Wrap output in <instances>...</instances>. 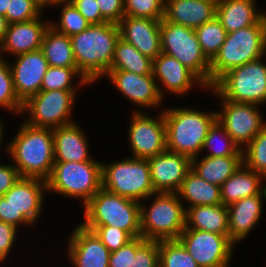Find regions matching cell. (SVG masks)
Masks as SVG:
<instances>
[{"instance_id": "cell-1", "label": "cell", "mask_w": 266, "mask_h": 267, "mask_svg": "<svg viewBox=\"0 0 266 267\" xmlns=\"http://www.w3.org/2000/svg\"><path fill=\"white\" fill-rule=\"evenodd\" d=\"M120 28L117 23L91 24L81 33L70 36L77 69L91 85L110 70Z\"/></svg>"}, {"instance_id": "cell-2", "label": "cell", "mask_w": 266, "mask_h": 267, "mask_svg": "<svg viewBox=\"0 0 266 267\" xmlns=\"http://www.w3.org/2000/svg\"><path fill=\"white\" fill-rule=\"evenodd\" d=\"M21 124L5 150L21 177L47 181L55 163L52 129Z\"/></svg>"}, {"instance_id": "cell-3", "label": "cell", "mask_w": 266, "mask_h": 267, "mask_svg": "<svg viewBox=\"0 0 266 267\" xmlns=\"http://www.w3.org/2000/svg\"><path fill=\"white\" fill-rule=\"evenodd\" d=\"M167 150L195 158L202 152L209 128L217 120V112L209 113L189 107L164 108Z\"/></svg>"}, {"instance_id": "cell-4", "label": "cell", "mask_w": 266, "mask_h": 267, "mask_svg": "<svg viewBox=\"0 0 266 267\" xmlns=\"http://www.w3.org/2000/svg\"><path fill=\"white\" fill-rule=\"evenodd\" d=\"M266 55V15L255 25L227 33L210 61V87L227 71Z\"/></svg>"}, {"instance_id": "cell-5", "label": "cell", "mask_w": 266, "mask_h": 267, "mask_svg": "<svg viewBox=\"0 0 266 267\" xmlns=\"http://www.w3.org/2000/svg\"><path fill=\"white\" fill-rule=\"evenodd\" d=\"M84 227L111 226L142 236L140 202L101 188L84 206Z\"/></svg>"}, {"instance_id": "cell-6", "label": "cell", "mask_w": 266, "mask_h": 267, "mask_svg": "<svg viewBox=\"0 0 266 267\" xmlns=\"http://www.w3.org/2000/svg\"><path fill=\"white\" fill-rule=\"evenodd\" d=\"M151 205L140 203L141 234L145 240L178 239L186 227V209L177 193L156 192Z\"/></svg>"}, {"instance_id": "cell-7", "label": "cell", "mask_w": 266, "mask_h": 267, "mask_svg": "<svg viewBox=\"0 0 266 267\" xmlns=\"http://www.w3.org/2000/svg\"><path fill=\"white\" fill-rule=\"evenodd\" d=\"M47 192L80 199L84 206L102 188V162H55Z\"/></svg>"}, {"instance_id": "cell-8", "label": "cell", "mask_w": 266, "mask_h": 267, "mask_svg": "<svg viewBox=\"0 0 266 267\" xmlns=\"http://www.w3.org/2000/svg\"><path fill=\"white\" fill-rule=\"evenodd\" d=\"M102 188L140 203L156 193L148 160L132 156L109 164L102 163Z\"/></svg>"}, {"instance_id": "cell-9", "label": "cell", "mask_w": 266, "mask_h": 267, "mask_svg": "<svg viewBox=\"0 0 266 267\" xmlns=\"http://www.w3.org/2000/svg\"><path fill=\"white\" fill-rule=\"evenodd\" d=\"M47 182L38 178L21 177L0 196V221L18 226H31L41 217Z\"/></svg>"}, {"instance_id": "cell-10", "label": "cell", "mask_w": 266, "mask_h": 267, "mask_svg": "<svg viewBox=\"0 0 266 267\" xmlns=\"http://www.w3.org/2000/svg\"><path fill=\"white\" fill-rule=\"evenodd\" d=\"M262 56L222 75L213 88L226 100L266 104V63Z\"/></svg>"}, {"instance_id": "cell-11", "label": "cell", "mask_w": 266, "mask_h": 267, "mask_svg": "<svg viewBox=\"0 0 266 267\" xmlns=\"http://www.w3.org/2000/svg\"><path fill=\"white\" fill-rule=\"evenodd\" d=\"M162 53L175 57L210 88V60L202 52L194 29L161 20Z\"/></svg>"}, {"instance_id": "cell-12", "label": "cell", "mask_w": 266, "mask_h": 267, "mask_svg": "<svg viewBox=\"0 0 266 267\" xmlns=\"http://www.w3.org/2000/svg\"><path fill=\"white\" fill-rule=\"evenodd\" d=\"M76 90H41L28 98L22 106L29 118L27 123L33 127L55 129L75 122L71 119Z\"/></svg>"}, {"instance_id": "cell-13", "label": "cell", "mask_w": 266, "mask_h": 267, "mask_svg": "<svg viewBox=\"0 0 266 267\" xmlns=\"http://www.w3.org/2000/svg\"><path fill=\"white\" fill-rule=\"evenodd\" d=\"M221 100L222 109L217 112V120L231 138L243 149L265 126L260 105L233 102L224 99L213 87L208 88ZM259 108V109H258Z\"/></svg>"}, {"instance_id": "cell-14", "label": "cell", "mask_w": 266, "mask_h": 267, "mask_svg": "<svg viewBox=\"0 0 266 267\" xmlns=\"http://www.w3.org/2000/svg\"><path fill=\"white\" fill-rule=\"evenodd\" d=\"M128 139L132 157L148 159L167 150L166 125L163 111L152 118L141 109L130 116Z\"/></svg>"}, {"instance_id": "cell-15", "label": "cell", "mask_w": 266, "mask_h": 267, "mask_svg": "<svg viewBox=\"0 0 266 267\" xmlns=\"http://www.w3.org/2000/svg\"><path fill=\"white\" fill-rule=\"evenodd\" d=\"M178 240L200 267H229L235 246L229 236L184 229Z\"/></svg>"}, {"instance_id": "cell-16", "label": "cell", "mask_w": 266, "mask_h": 267, "mask_svg": "<svg viewBox=\"0 0 266 267\" xmlns=\"http://www.w3.org/2000/svg\"><path fill=\"white\" fill-rule=\"evenodd\" d=\"M152 74L162 98L166 96V91L173 93L172 95L184 96L185 93L187 94L193 87H196L195 85L201 86L199 87L201 89L208 90L205 84L191 70L175 57L165 53H161L153 59ZM164 88L165 90H163Z\"/></svg>"}, {"instance_id": "cell-17", "label": "cell", "mask_w": 266, "mask_h": 267, "mask_svg": "<svg viewBox=\"0 0 266 267\" xmlns=\"http://www.w3.org/2000/svg\"><path fill=\"white\" fill-rule=\"evenodd\" d=\"M14 57L16 61L9 64L13 86L18 99L24 103L41 91L42 80L49 65L41 48Z\"/></svg>"}, {"instance_id": "cell-18", "label": "cell", "mask_w": 266, "mask_h": 267, "mask_svg": "<svg viewBox=\"0 0 266 267\" xmlns=\"http://www.w3.org/2000/svg\"><path fill=\"white\" fill-rule=\"evenodd\" d=\"M147 160L155 192L177 193L192 168L191 158L169 150Z\"/></svg>"}, {"instance_id": "cell-19", "label": "cell", "mask_w": 266, "mask_h": 267, "mask_svg": "<svg viewBox=\"0 0 266 267\" xmlns=\"http://www.w3.org/2000/svg\"><path fill=\"white\" fill-rule=\"evenodd\" d=\"M109 81L122 95L141 108H160L164 100L153 74L138 75L124 70H109Z\"/></svg>"}, {"instance_id": "cell-20", "label": "cell", "mask_w": 266, "mask_h": 267, "mask_svg": "<svg viewBox=\"0 0 266 267\" xmlns=\"http://www.w3.org/2000/svg\"><path fill=\"white\" fill-rule=\"evenodd\" d=\"M67 242V256L72 267H109L111 252L93 231L79 224Z\"/></svg>"}, {"instance_id": "cell-21", "label": "cell", "mask_w": 266, "mask_h": 267, "mask_svg": "<svg viewBox=\"0 0 266 267\" xmlns=\"http://www.w3.org/2000/svg\"><path fill=\"white\" fill-rule=\"evenodd\" d=\"M120 38L132 44L143 55L155 59L162 53L161 20L124 16L118 23Z\"/></svg>"}, {"instance_id": "cell-22", "label": "cell", "mask_w": 266, "mask_h": 267, "mask_svg": "<svg viewBox=\"0 0 266 267\" xmlns=\"http://www.w3.org/2000/svg\"><path fill=\"white\" fill-rule=\"evenodd\" d=\"M50 22L38 17L31 21L11 23L0 43V57L5 54L17 56L41 48L42 41Z\"/></svg>"}, {"instance_id": "cell-23", "label": "cell", "mask_w": 266, "mask_h": 267, "mask_svg": "<svg viewBox=\"0 0 266 267\" xmlns=\"http://www.w3.org/2000/svg\"><path fill=\"white\" fill-rule=\"evenodd\" d=\"M263 199L266 200V189L261 194L242 198L227 206L229 239L234 245L247 239L258 224L263 214Z\"/></svg>"}, {"instance_id": "cell-24", "label": "cell", "mask_w": 266, "mask_h": 267, "mask_svg": "<svg viewBox=\"0 0 266 267\" xmlns=\"http://www.w3.org/2000/svg\"><path fill=\"white\" fill-rule=\"evenodd\" d=\"M217 0H165L164 19L195 29L216 16Z\"/></svg>"}, {"instance_id": "cell-25", "label": "cell", "mask_w": 266, "mask_h": 267, "mask_svg": "<svg viewBox=\"0 0 266 267\" xmlns=\"http://www.w3.org/2000/svg\"><path fill=\"white\" fill-rule=\"evenodd\" d=\"M52 134L54 138L55 162L95 160L89 153L88 139L83 129H80L79 124L76 122L52 129Z\"/></svg>"}, {"instance_id": "cell-26", "label": "cell", "mask_w": 266, "mask_h": 267, "mask_svg": "<svg viewBox=\"0 0 266 267\" xmlns=\"http://www.w3.org/2000/svg\"><path fill=\"white\" fill-rule=\"evenodd\" d=\"M256 0H217L216 17L227 33L255 25L266 12L259 10Z\"/></svg>"}, {"instance_id": "cell-27", "label": "cell", "mask_w": 266, "mask_h": 267, "mask_svg": "<svg viewBox=\"0 0 266 267\" xmlns=\"http://www.w3.org/2000/svg\"><path fill=\"white\" fill-rule=\"evenodd\" d=\"M266 179L247 168L244 164L221 185V202L228 206L242 198L261 194L266 185L262 186Z\"/></svg>"}, {"instance_id": "cell-28", "label": "cell", "mask_w": 266, "mask_h": 267, "mask_svg": "<svg viewBox=\"0 0 266 267\" xmlns=\"http://www.w3.org/2000/svg\"><path fill=\"white\" fill-rule=\"evenodd\" d=\"M185 229L229 236L228 207L223 204L188 207Z\"/></svg>"}, {"instance_id": "cell-29", "label": "cell", "mask_w": 266, "mask_h": 267, "mask_svg": "<svg viewBox=\"0 0 266 267\" xmlns=\"http://www.w3.org/2000/svg\"><path fill=\"white\" fill-rule=\"evenodd\" d=\"M192 158V170L209 183L221 185L243 164V151L236 156Z\"/></svg>"}, {"instance_id": "cell-30", "label": "cell", "mask_w": 266, "mask_h": 267, "mask_svg": "<svg viewBox=\"0 0 266 267\" xmlns=\"http://www.w3.org/2000/svg\"><path fill=\"white\" fill-rule=\"evenodd\" d=\"M177 194L183 204L189 203L185 209L193 206L222 204L221 187L202 179L192 169L185 176Z\"/></svg>"}, {"instance_id": "cell-31", "label": "cell", "mask_w": 266, "mask_h": 267, "mask_svg": "<svg viewBox=\"0 0 266 267\" xmlns=\"http://www.w3.org/2000/svg\"><path fill=\"white\" fill-rule=\"evenodd\" d=\"M41 49L49 66L77 67L70 37L50 26L44 34Z\"/></svg>"}, {"instance_id": "cell-32", "label": "cell", "mask_w": 266, "mask_h": 267, "mask_svg": "<svg viewBox=\"0 0 266 267\" xmlns=\"http://www.w3.org/2000/svg\"><path fill=\"white\" fill-rule=\"evenodd\" d=\"M153 59L120 38L115 46L110 70H124L138 75L152 74Z\"/></svg>"}, {"instance_id": "cell-33", "label": "cell", "mask_w": 266, "mask_h": 267, "mask_svg": "<svg viewBox=\"0 0 266 267\" xmlns=\"http://www.w3.org/2000/svg\"><path fill=\"white\" fill-rule=\"evenodd\" d=\"M205 150L209 151L206 155L208 157H227L236 156L242 149L216 120L209 128L205 138L202 151Z\"/></svg>"}, {"instance_id": "cell-34", "label": "cell", "mask_w": 266, "mask_h": 267, "mask_svg": "<svg viewBox=\"0 0 266 267\" xmlns=\"http://www.w3.org/2000/svg\"><path fill=\"white\" fill-rule=\"evenodd\" d=\"M202 52L211 61L225 42L227 31L215 16L211 21L194 29Z\"/></svg>"}, {"instance_id": "cell-35", "label": "cell", "mask_w": 266, "mask_h": 267, "mask_svg": "<svg viewBox=\"0 0 266 267\" xmlns=\"http://www.w3.org/2000/svg\"><path fill=\"white\" fill-rule=\"evenodd\" d=\"M76 76L79 78L80 87L90 85L79 73L77 67L49 66L43 77L41 90H77L73 82V78L76 79Z\"/></svg>"}, {"instance_id": "cell-36", "label": "cell", "mask_w": 266, "mask_h": 267, "mask_svg": "<svg viewBox=\"0 0 266 267\" xmlns=\"http://www.w3.org/2000/svg\"><path fill=\"white\" fill-rule=\"evenodd\" d=\"M54 6H61L59 21L55 23L50 20V27L55 31L70 37L81 33L91 25L71 1L57 2Z\"/></svg>"}, {"instance_id": "cell-37", "label": "cell", "mask_w": 266, "mask_h": 267, "mask_svg": "<svg viewBox=\"0 0 266 267\" xmlns=\"http://www.w3.org/2000/svg\"><path fill=\"white\" fill-rule=\"evenodd\" d=\"M159 267H200L178 240L159 241Z\"/></svg>"}, {"instance_id": "cell-38", "label": "cell", "mask_w": 266, "mask_h": 267, "mask_svg": "<svg viewBox=\"0 0 266 267\" xmlns=\"http://www.w3.org/2000/svg\"><path fill=\"white\" fill-rule=\"evenodd\" d=\"M242 151L243 164L266 179V126Z\"/></svg>"}, {"instance_id": "cell-39", "label": "cell", "mask_w": 266, "mask_h": 267, "mask_svg": "<svg viewBox=\"0 0 266 267\" xmlns=\"http://www.w3.org/2000/svg\"><path fill=\"white\" fill-rule=\"evenodd\" d=\"M128 267H159V241L142 236L131 240V262Z\"/></svg>"}, {"instance_id": "cell-40", "label": "cell", "mask_w": 266, "mask_h": 267, "mask_svg": "<svg viewBox=\"0 0 266 267\" xmlns=\"http://www.w3.org/2000/svg\"><path fill=\"white\" fill-rule=\"evenodd\" d=\"M10 62L0 57V106L8 111L23 115V103L18 99L14 86Z\"/></svg>"}, {"instance_id": "cell-41", "label": "cell", "mask_w": 266, "mask_h": 267, "mask_svg": "<svg viewBox=\"0 0 266 267\" xmlns=\"http://www.w3.org/2000/svg\"><path fill=\"white\" fill-rule=\"evenodd\" d=\"M164 7L163 0H124V15L162 20Z\"/></svg>"}, {"instance_id": "cell-42", "label": "cell", "mask_w": 266, "mask_h": 267, "mask_svg": "<svg viewBox=\"0 0 266 267\" xmlns=\"http://www.w3.org/2000/svg\"><path fill=\"white\" fill-rule=\"evenodd\" d=\"M42 12L33 0H9L6 19L9 24L27 22L42 16Z\"/></svg>"}, {"instance_id": "cell-43", "label": "cell", "mask_w": 266, "mask_h": 267, "mask_svg": "<svg viewBox=\"0 0 266 267\" xmlns=\"http://www.w3.org/2000/svg\"><path fill=\"white\" fill-rule=\"evenodd\" d=\"M85 228L93 231L110 252L118 250L133 239L128 232L117 227L99 226Z\"/></svg>"}, {"instance_id": "cell-44", "label": "cell", "mask_w": 266, "mask_h": 267, "mask_svg": "<svg viewBox=\"0 0 266 267\" xmlns=\"http://www.w3.org/2000/svg\"><path fill=\"white\" fill-rule=\"evenodd\" d=\"M18 229L12 224L0 221V264L8 258L16 241Z\"/></svg>"}, {"instance_id": "cell-45", "label": "cell", "mask_w": 266, "mask_h": 267, "mask_svg": "<svg viewBox=\"0 0 266 267\" xmlns=\"http://www.w3.org/2000/svg\"><path fill=\"white\" fill-rule=\"evenodd\" d=\"M102 16L112 23H119L124 15V0H96Z\"/></svg>"}, {"instance_id": "cell-46", "label": "cell", "mask_w": 266, "mask_h": 267, "mask_svg": "<svg viewBox=\"0 0 266 267\" xmlns=\"http://www.w3.org/2000/svg\"><path fill=\"white\" fill-rule=\"evenodd\" d=\"M71 2L90 24L108 22L102 16L96 0H71Z\"/></svg>"}, {"instance_id": "cell-47", "label": "cell", "mask_w": 266, "mask_h": 267, "mask_svg": "<svg viewBox=\"0 0 266 267\" xmlns=\"http://www.w3.org/2000/svg\"><path fill=\"white\" fill-rule=\"evenodd\" d=\"M20 178L14 164L0 163V196H3Z\"/></svg>"}, {"instance_id": "cell-48", "label": "cell", "mask_w": 266, "mask_h": 267, "mask_svg": "<svg viewBox=\"0 0 266 267\" xmlns=\"http://www.w3.org/2000/svg\"><path fill=\"white\" fill-rule=\"evenodd\" d=\"M131 262V240L123 247L111 252L109 267H128Z\"/></svg>"}, {"instance_id": "cell-49", "label": "cell", "mask_w": 266, "mask_h": 267, "mask_svg": "<svg viewBox=\"0 0 266 267\" xmlns=\"http://www.w3.org/2000/svg\"><path fill=\"white\" fill-rule=\"evenodd\" d=\"M9 23L4 16L0 15V43L3 41L5 37V33L8 30Z\"/></svg>"}, {"instance_id": "cell-50", "label": "cell", "mask_w": 266, "mask_h": 267, "mask_svg": "<svg viewBox=\"0 0 266 267\" xmlns=\"http://www.w3.org/2000/svg\"><path fill=\"white\" fill-rule=\"evenodd\" d=\"M43 10L46 7H52L56 3L54 0H33Z\"/></svg>"}, {"instance_id": "cell-51", "label": "cell", "mask_w": 266, "mask_h": 267, "mask_svg": "<svg viewBox=\"0 0 266 267\" xmlns=\"http://www.w3.org/2000/svg\"><path fill=\"white\" fill-rule=\"evenodd\" d=\"M9 0H0V15L6 18V11L8 8Z\"/></svg>"}, {"instance_id": "cell-52", "label": "cell", "mask_w": 266, "mask_h": 267, "mask_svg": "<svg viewBox=\"0 0 266 267\" xmlns=\"http://www.w3.org/2000/svg\"><path fill=\"white\" fill-rule=\"evenodd\" d=\"M3 125L4 124H2V122L0 121V146H1V143H2V139H3V130H4Z\"/></svg>"}, {"instance_id": "cell-53", "label": "cell", "mask_w": 266, "mask_h": 267, "mask_svg": "<svg viewBox=\"0 0 266 267\" xmlns=\"http://www.w3.org/2000/svg\"><path fill=\"white\" fill-rule=\"evenodd\" d=\"M56 3L57 2H66V1H71V0H54Z\"/></svg>"}]
</instances>
